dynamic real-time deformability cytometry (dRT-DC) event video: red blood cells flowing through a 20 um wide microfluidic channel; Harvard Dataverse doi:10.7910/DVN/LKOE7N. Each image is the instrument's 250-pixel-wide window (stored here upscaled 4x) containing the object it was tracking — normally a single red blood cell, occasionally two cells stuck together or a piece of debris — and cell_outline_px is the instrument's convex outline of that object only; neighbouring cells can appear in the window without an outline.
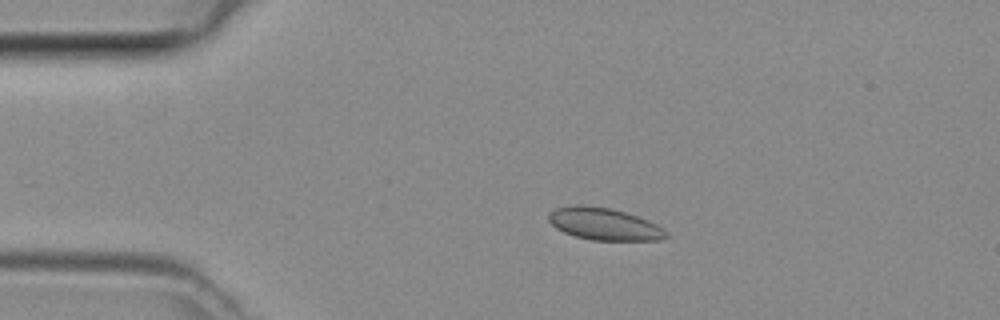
{"species": "common noctule bat (a hibernating species)", "species_latin": "Nyctalus noctula", "temperature_condition": "room temperature", "stored_images_in_passage": 5, "camera_frame_rate_fps": 3000, "um_per_image_px": 0.085, "animal": {"sex": "female", "body_mass_g": 29.2, "forearm_length_mm": 56.3}, "frame": {"image": 1, "passage_image": 3, "time_ms": 0.667, "image_size_px": [1000, 320], "cell_outline_px": [[672, 236], [660, 240], [592, 240], [576, 236], [564, 232], [556, 228], [548, 220], [548, 212], [556, 208], [576, 204], [580, 204], [612, 208], [648, 220], [664, 228]], "centroid_in_image_um": [51.37, 19.04], "position_along_channel_um": 33.6, "area_um2": 22.2}}
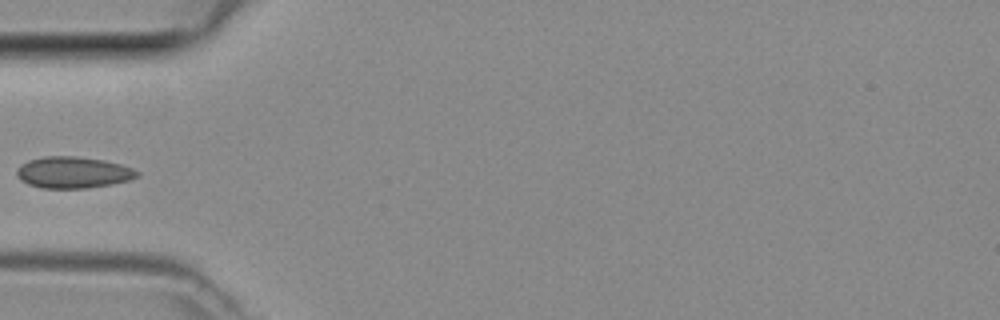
{"frame": {"image": 2, "passage_image": 5, "time_ms": 1.333, "image_size_px": [1000, 320], "cell_outline_px": [[140, 176], [128, 180], [112, 184], [84, 188], [40, 188], [28, 184], [20, 180], [16, 176], [16, 168], [20, 164], [28, 160], [44, 156], [76, 156], [104, 160], [120, 164], [132, 168], [140, 172]], "centroid_in_image_um": [6.18, 14.65], "position_along_channel_um": 78.8, "area_um2": 22.25}}